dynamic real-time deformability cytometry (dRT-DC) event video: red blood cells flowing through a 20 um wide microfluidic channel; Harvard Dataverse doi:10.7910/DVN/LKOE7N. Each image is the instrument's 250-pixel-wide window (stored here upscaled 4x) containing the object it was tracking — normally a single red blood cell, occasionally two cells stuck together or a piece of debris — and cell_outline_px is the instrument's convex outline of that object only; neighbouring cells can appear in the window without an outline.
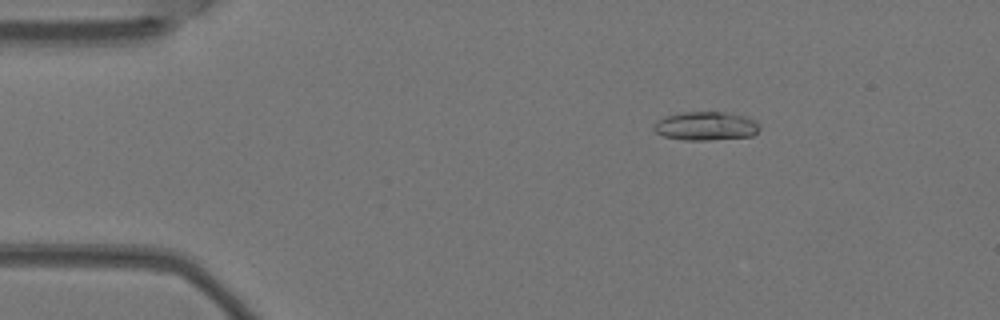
{"species": "Egyptian fruit bat (a non-hibernating species)", "species_latin": "Rousettus aegyptiacus", "temperature_condition": "warm", "stored_images_in_passage": 6, "segment_of_instrument_passage": [1, 2], "camera_frame_rate_fps": 3000, "um_per_image_px": 0.085, "animal": {"sex": "female"}, "frame": {"image": 1, "passage_image": 3, "time_ms": 0.667, "image_size_px": [1000, 320], "cell_outline_px": [[760, 128], [752, 136], [708, 140], [684, 140], [664, 136], [656, 132], [652, 128], [656, 120], [664, 116], [680, 112], [724, 112], [744, 116], [756, 120], [760, 124]], "centroid_in_image_um": [59.98, 10.7], "position_along_channel_um": 25.0, "area_um2": 17.8}}